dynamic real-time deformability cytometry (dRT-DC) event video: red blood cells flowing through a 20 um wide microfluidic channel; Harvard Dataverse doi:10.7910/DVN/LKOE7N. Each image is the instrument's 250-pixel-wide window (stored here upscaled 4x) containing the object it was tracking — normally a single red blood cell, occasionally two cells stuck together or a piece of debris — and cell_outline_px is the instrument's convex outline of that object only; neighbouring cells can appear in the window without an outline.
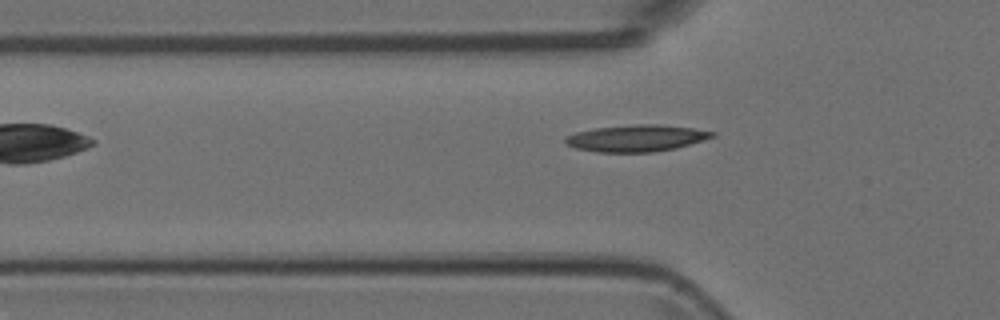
{"species": "Egyptian fruit bat (a non-hibernating species)", "species_latin": "Rousettus aegyptiacus", "temperature_condition": "room temperature", "stored_images_in_passage": 2, "camera_frame_rate_fps": 3000, "um_per_image_px": 0.085, "animal": {"sex": "female"}, "frame": {"image": 1, "passage_image": 2, "time_ms": 0.333, "image_size_px": [1000, 320], "cell_outline_px": [[716, 136], [676, 148], [652, 152], [596, 152], [576, 148], [564, 144], [564, 140], [568, 136], [576, 132], [596, 128], [636, 124], [656, 124], [692, 128], [716, 132]], "centroid_in_image_um": [54.09, 11.75], "position_along_channel_um": 71.7, "area_um2": 22.72}}